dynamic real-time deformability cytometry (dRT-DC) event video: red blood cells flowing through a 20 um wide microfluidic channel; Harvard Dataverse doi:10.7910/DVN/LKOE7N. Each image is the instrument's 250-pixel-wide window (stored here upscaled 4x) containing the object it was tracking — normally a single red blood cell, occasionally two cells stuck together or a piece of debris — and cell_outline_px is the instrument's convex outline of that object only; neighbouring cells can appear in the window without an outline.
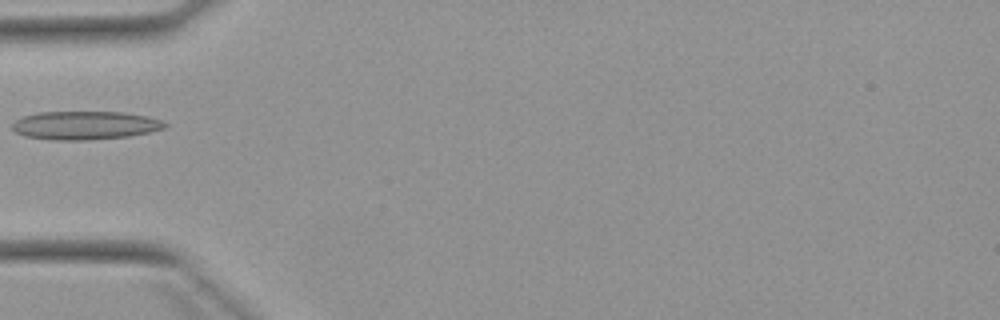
{"species": "Egyptian fruit bat (a non-hibernating species)", "species_latin": "Rousettus aegyptiacus", "temperature_condition": "warm", "stored_images_in_passage": 4, "camera_frame_rate_fps": 3000, "um_per_image_px": 0.085, "animal": {"sex": "female"}, "frame": {"image": 1, "passage_image": 2, "time_ms": 1.333, "image_size_px": [1000, 320], "cell_outline_px": [[168, 124], [164, 128], [148, 132], [128, 136], [88, 140], [52, 140], [24, 136], [16, 132], [12, 128], [12, 124], [16, 120], [24, 116], [40, 112], [124, 112], [148, 116], [160, 120]], "centroid_in_image_um": [7.22, 10.65], "position_along_channel_um": 77.8, "area_um2": 25.2}}
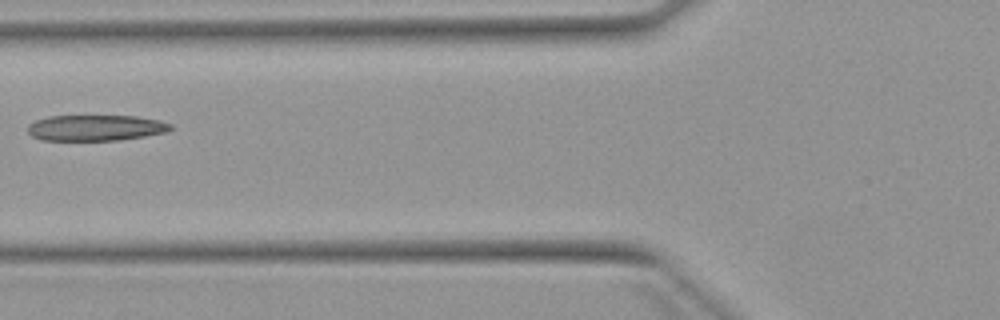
{"frame": {"image": 2, "passage_image": 3, "time_ms": 2.333, "image_size_px": [1000, 320], "cell_outline_px": [[172, 128], [168, 132], [120, 140], [40, 140], [32, 136], [28, 132], [28, 124], [36, 120], [48, 116], [136, 116], [160, 120], [172, 124]], "centroid_in_image_um": [8.14, 10.86], "position_along_channel_um": 117.7, "area_um2": 21.62}}
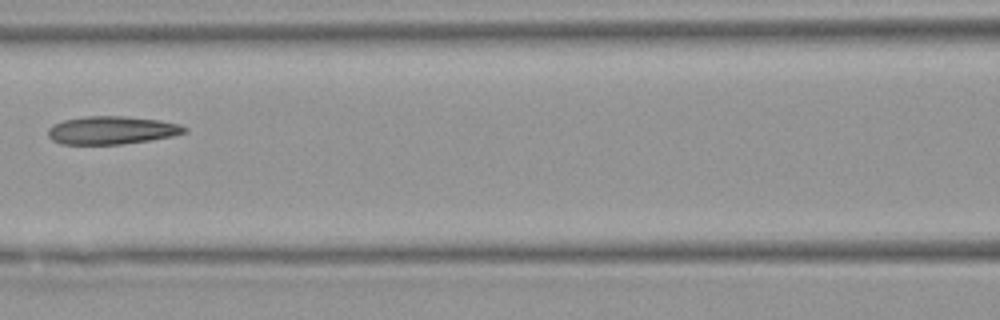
{"frame": {"image": 3, "passage_image": 4, "time_ms": 3.333, "image_size_px": [1000, 320], "cell_outline_px": [[188, 132], [172, 136], [148, 140], [120, 144], [60, 144], [52, 140], [48, 136], [48, 128], [52, 124], [64, 120], [84, 116], [124, 116], [160, 120], [180, 124], [188, 128]], "centroid_in_image_um": [9.49, 11.06], "position_along_channel_um": 157.1, "area_um2": 22.37}}